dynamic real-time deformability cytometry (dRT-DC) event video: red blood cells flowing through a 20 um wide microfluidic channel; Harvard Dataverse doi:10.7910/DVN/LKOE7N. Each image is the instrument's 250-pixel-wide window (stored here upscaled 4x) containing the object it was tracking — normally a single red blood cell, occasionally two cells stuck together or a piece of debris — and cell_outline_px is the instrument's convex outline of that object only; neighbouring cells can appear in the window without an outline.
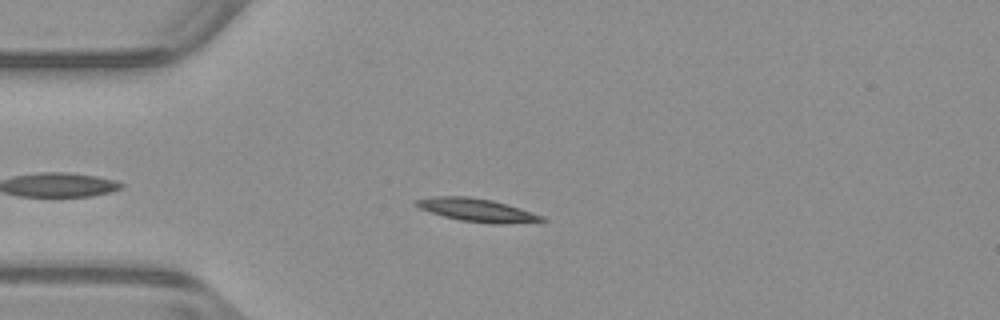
{"species": "common noctule bat (a hibernating species)", "species_latin": "Nyctalus noctula", "temperature_condition": "warm", "stored_images_in_passage": 32, "camera_frame_rate_fps": 3000, "um_per_image_px": 0.085, "animal": {"sex": "male", "body_mass_g": 23.1, "forearm_length_mm": 52.7}, "frame": {"image": 1, "passage_image": 4, "time_ms": 1.0, "image_size_px": [1000, 320], "cell_outline_px": [[548, 220], [496, 224], [492, 224], [460, 220], [444, 216], [420, 208], [412, 204], [416, 200], [436, 196], [468, 196], [492, 200], [520, 208], [544, 216]], "centroid_in_image_um": [40.53, 17.85], "position_along_channel_um": 44.5, "area_um2": 16.65}}
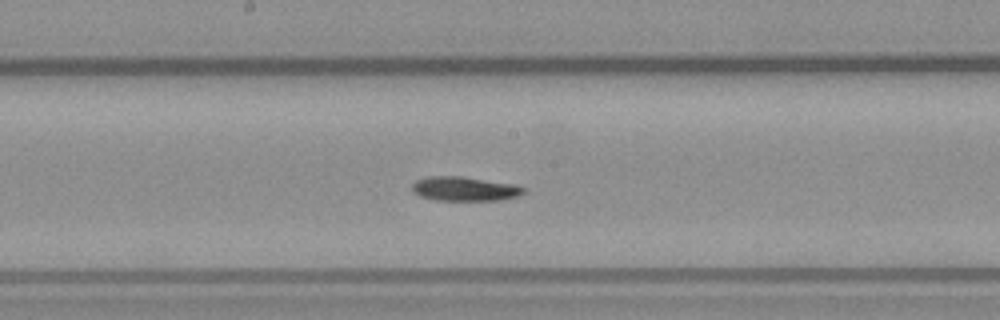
{"frame": {"image": 2, "passage_image": 18, "time_ms": 5.667, "image_size_px": [1000, 320], "cell_outline_px": [[524, 192], [520, 196], [500, 200], [436, 200], [420, 196], [412, 192], [412, 184], [416, 180], [428, 176], [460, 176], [512, 184], [524, 188]], "centroid_in_image_um": [39.45, 16.05], "position_along_channel_um": 208.7, "area_um2": 15.66}}
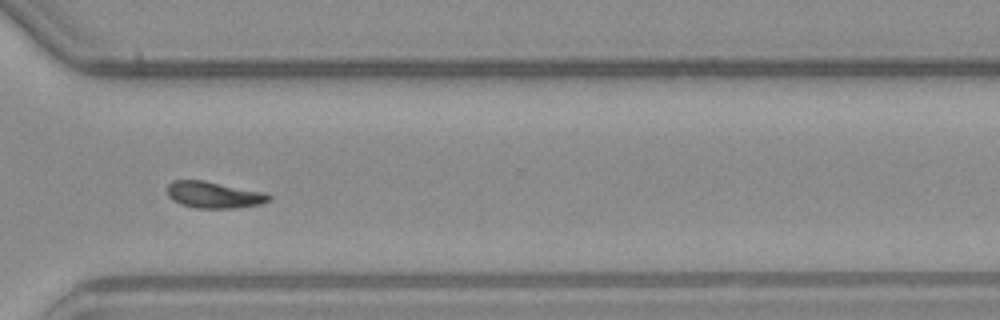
{"frame": {"image": 3, "passage_image": 29, "time_ms": 9.333, "image_size_px": [1000, 320], "cell_outline_px": [[272, 200], [264, 204], [236, 208], [196, 208], [180, 204], [172, 200], [168, 196], [168, 184], [172, 180], [204, 180], [268, 192], [272, 196]], "centroid_in_image_um": [18.26, 16.56], "position_along_channel_um": 352.3, "area_um2": 16.18}, "authors_computed_cell_mechanics": {"area_um2": 15.9239, "velocity_mm_per_s": 3.9262, "shape_relaxation_time_tau1_ms": 4.3932, "shape_relaxation_time_tau2_ms": 3.8004, "deformation_change_tau1": 0.1683, "deformation_change_tau2": 0.1083}}